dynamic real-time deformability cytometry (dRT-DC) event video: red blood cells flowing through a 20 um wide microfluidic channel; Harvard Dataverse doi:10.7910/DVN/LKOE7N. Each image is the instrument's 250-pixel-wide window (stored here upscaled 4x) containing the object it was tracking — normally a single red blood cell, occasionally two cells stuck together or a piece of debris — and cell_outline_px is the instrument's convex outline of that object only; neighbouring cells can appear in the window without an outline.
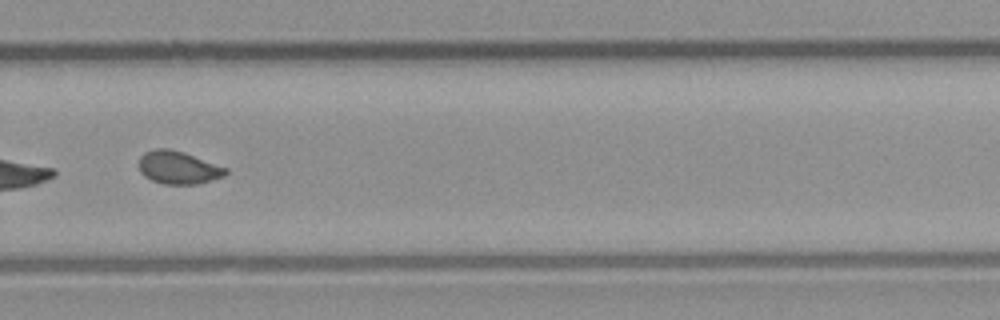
{"species": "common noctule bat (a hibernating species)", "species_latin": "Nyctalus noctula", "temperature_condition": "room temperature", "stored_images_in_passage": 34, "camera_frame_rate_fps": 3000, "um_per_image_px": 0.085, "animal": {"sex": "male", "body_mass_g": 23.1, "forearm_length_mm": 52.7}, "frame": {"image": 1, "passage_image": 20, "time_ms": 6.333, "image_size_px": [1000, 320], "cell_outline_px": [[228, 172], [224, 176], [196, 184], [164, 184], [152, 180], [144, 176], [140, 172], [140, 156], [144, 152], [152, 148], [172, 148], [184, 152], [228, 168]], "centroid_in_image_um": [15.14, 14.22], "position_along_channel_um": 314.7, "area_um2": 16.7}, "authors_computed_cell_mechanics": {"area_um2": 16.5597, "velocity_mm_per_s": 4.0244, "shape_relaxation_time_tau1_ms": null, "shape_relaxation_time_tau2_ms": 1.1096, "deformation_change_tau1": null, "deformation_change_tau2": 0.0417}}